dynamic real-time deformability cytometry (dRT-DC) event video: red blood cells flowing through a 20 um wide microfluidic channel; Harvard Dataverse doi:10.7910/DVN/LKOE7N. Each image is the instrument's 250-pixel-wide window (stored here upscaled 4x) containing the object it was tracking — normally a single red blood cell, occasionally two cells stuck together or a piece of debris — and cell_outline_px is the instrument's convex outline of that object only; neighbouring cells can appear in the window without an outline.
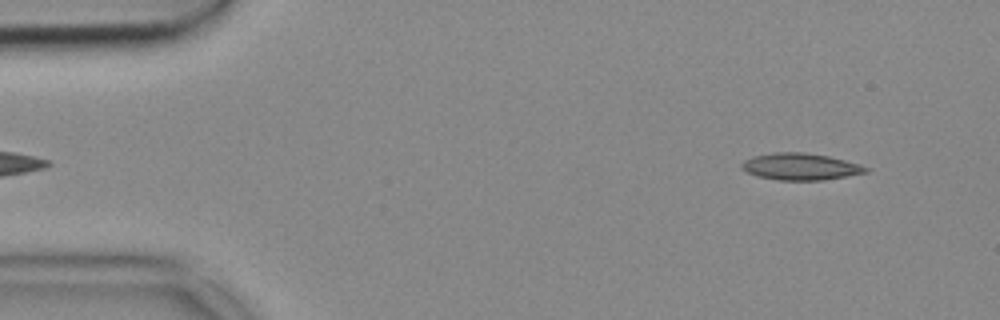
{"species": "common noctule bat (a hibernating species)", "species_latin": "Nyctalus noctula", "temperature_condition": "cold", "stored_images_in_passage": 51, "camera_frame_rate_fps": 3000, "um_per_image_px": 0.085, "animal": {"sex": "female", "body_mass_g": 18.4}, "frame": {"image": 1, "passage_image": 3, "time_ms": 0.667, "image_size_px": [1000, 320], "cell_outline_px": [[872, 168], [868, 172], [824, 180], [776, 180], [756, 176], [748, 172], [740, 164], [744, 160], [752, 156], [772, 152], [804, 152], [828, 156], [860, 164]], "centroid_in_image_um": [68.05, 14.16], "position_along_channel_um": 16.9, "area_um2": 19.48}}
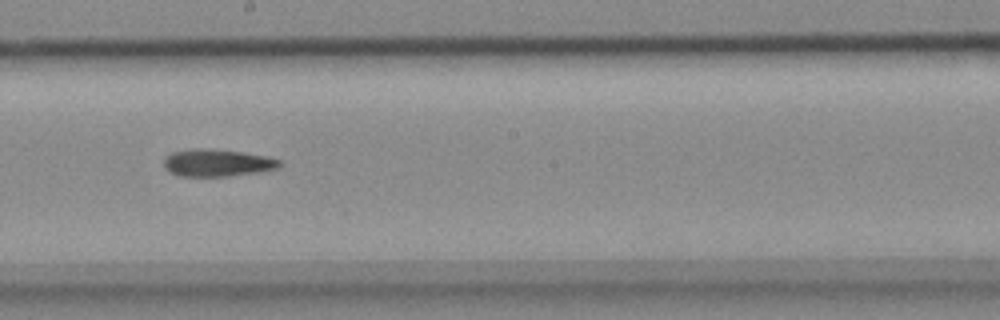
{"frame": {"image": 2, "passage_image": 27, "time_ms": 8.667, "image_size_px": [1000, 320], "cell_outline_px": [[284, 164], [280, 168], [260, 172], [228, 176], [180, 176], [164, 168], [164, 160], [172, 152], [192, 148], [204, 148], [244, 152], [268, 156], [280, 160]], "centroid_in_image_um": [18.53, 13.84], "position_along_channel_um": 229.7, "area_um2": 18.55}}
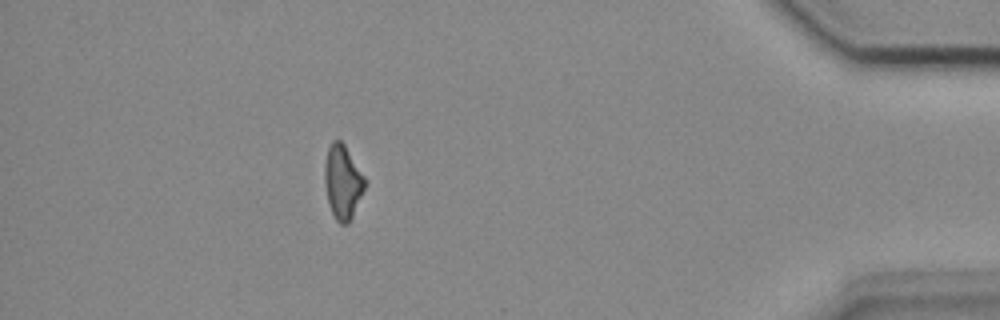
{"frame": {"image": 3, "passage_image": 45, "time_ms": 14.667, "image_size_px": [1000, 320], "cell_outline_px": [[364, 188], [352, 216], [348, 224], [340, 224], [336, 220], [328, 204], [324, 180], [324, 168], [328, 148], [332, 140], [340, 140], [344, 144], [364, 176]], "centroid_in_image_um": [29.1, 15.46], "position_along_channel_um": 406.1, "area_um2": 16.99}}